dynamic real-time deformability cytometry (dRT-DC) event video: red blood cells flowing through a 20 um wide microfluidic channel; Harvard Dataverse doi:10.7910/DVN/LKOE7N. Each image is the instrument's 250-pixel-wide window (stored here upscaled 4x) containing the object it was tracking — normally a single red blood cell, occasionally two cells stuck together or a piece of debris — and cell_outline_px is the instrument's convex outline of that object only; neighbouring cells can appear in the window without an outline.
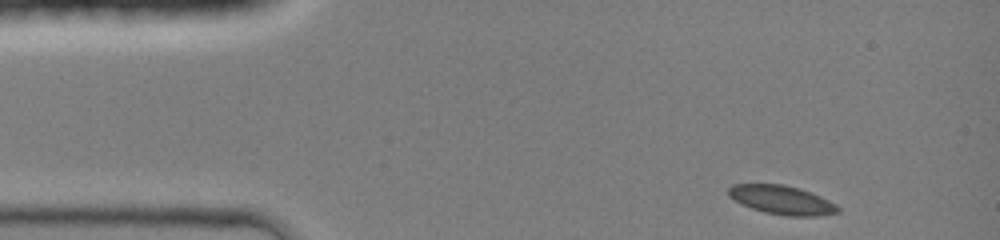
{"species": "common noctule bat (a hibernating species)", "species_latin": "Nyctalus noctula", "temperature_condition": "room temperature", "stored_images_in_passage": 38, "camera_frame_rate_fps": 3000, "um_per_image_px": 0.085, "animal": {"sex": "female", "body_mass_g": 19.0, "forearm_length_mm": 51.5}, "frame": {"image": 1, "passage_image": 1, "time_ms": 0.0, "image_size_px": [1000, 240], "cell_outline_px": [[840, 212], [816, 216], [784, 216], [764, 212], [740, 204], [728, 196], [728, 188], [732, 184], [784, 184], [800, 188], [812, 192], [836, 204], [840, 208]], "centroid_in_image_um": [66.45, 16.99], "position_along_channel_um": 18.6, "area_um2": 18.61}}
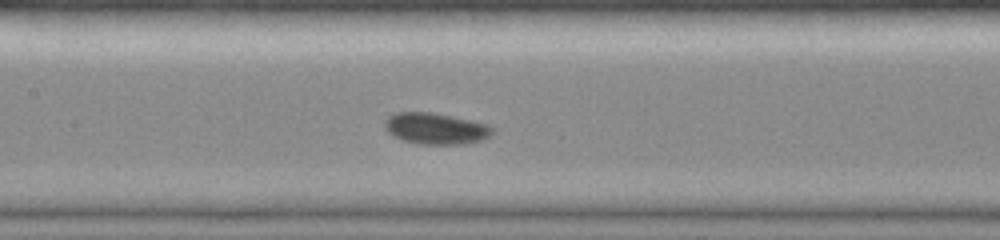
{"frame": {"image": 2, "passage_image": 17, "time_ms": 5.333, "image_size_px": [1000, 240], "cell_outline_px": [[492, 132], [488, 136], [480, 140], [464, 144], [420, 144], [404, 140], [392, 136], [384, 128], [384, 120], [388, 116], [396, 112], [432, 112], [452, 116], [488, 124], [492, 128]], "centroid_in_image_um": [36.98, 10.92], "position_along_channel_um": 170.4, "area_um2": 19.59}}
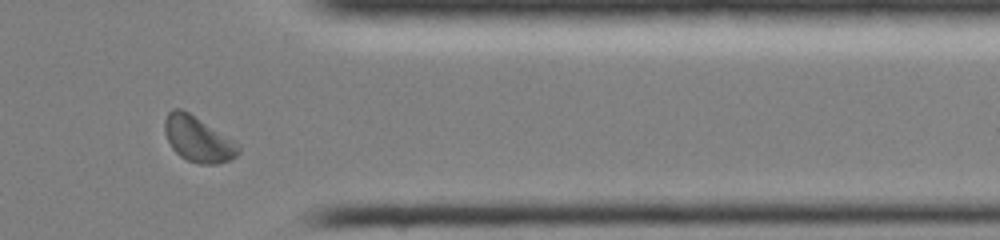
{"frame": {"image": 3, "passage_image": 33, "time_ms": 10.667, "image_size_px": [1000, 240], "cell_outline_px": [[240, 152], [236, 156], [228, 160], [216, 164], [200, 164], [188, 160], [180, 156], [172, 148], [164, 132], [164, 120], [168, 112], [172, 108], [180, 108], [188, 112], [240, 144]], "centroid_in_image_um": [16.82, 11.82], "position_along_channel_um": 394.6, "area_um2": 19.42}, "authors_computed_cell_mechanics": {"area_um2": 18.6116, "velocity_mm_per_s": 4.2447, "shape_relaxation_time_tau1_ms": 2.1668, "shape_relaxation_time_tau2_ms": null, "deformation_change_tau1": 0.0648, "deformation_change_tau2": null}}